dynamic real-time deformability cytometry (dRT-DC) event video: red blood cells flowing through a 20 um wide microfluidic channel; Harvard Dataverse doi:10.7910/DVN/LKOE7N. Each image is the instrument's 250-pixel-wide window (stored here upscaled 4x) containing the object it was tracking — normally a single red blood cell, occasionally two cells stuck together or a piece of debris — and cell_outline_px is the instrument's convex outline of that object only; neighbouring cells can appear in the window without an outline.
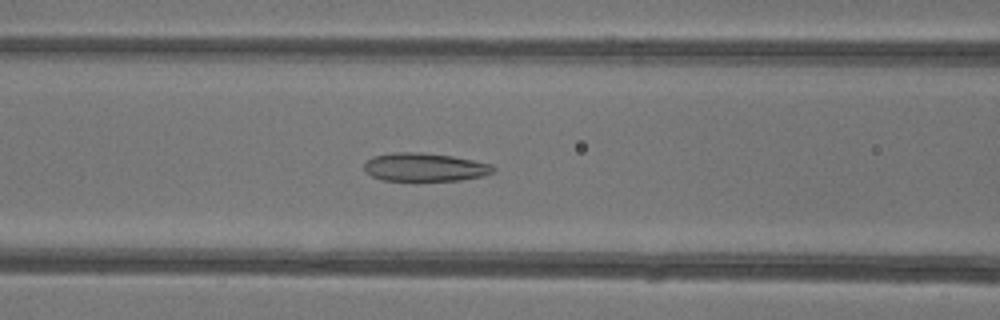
{"species": "common noctule bat (a hibernating species)", "species_latin": "Nyctalus noctula", "temperature_condition": "warm", "stored_images_in_passage": 50, "camera_frame_rate_fps": 3000, "um_per_image_px": 0.085, "animal": {"sex": "female"}, "frame": {"image": 1, "passage_image": 22, "time_ms": 7.0, "image_size_px": [1000, 320], "cell_outline_px": [[496, 168], [492, 172], [484, 176], [460, 180], [384, 180], [372, 176], [364, 168], [364, 164], [372, 156], [392, 152], [420, 152], [452, 156], [492, 164]], "centroid_in_image_um": [36.11, 14.2], "position_along_channel_um": 130.5, "area_um2": 21.15}}
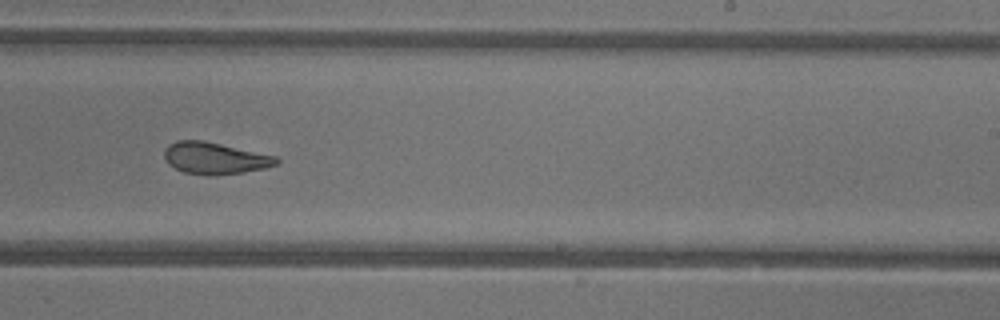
{"frame": {"image": 2, "passage_image": 32, "time_ms": 10.333, "image_size_px": [1000, 320], "cell_outline_px": [[280, 164], [264, 168], [244, 172], [212, 176], [184, 172], [168, 164], [164, 156], [164, 152], [168, 144], [176, 140], [204, 140], [276, 156], [280, 160]], "centroid_in_image_um": [18.27, 13.44], "position_along_channel_um": 270.7, "area_um2": 20.87}}
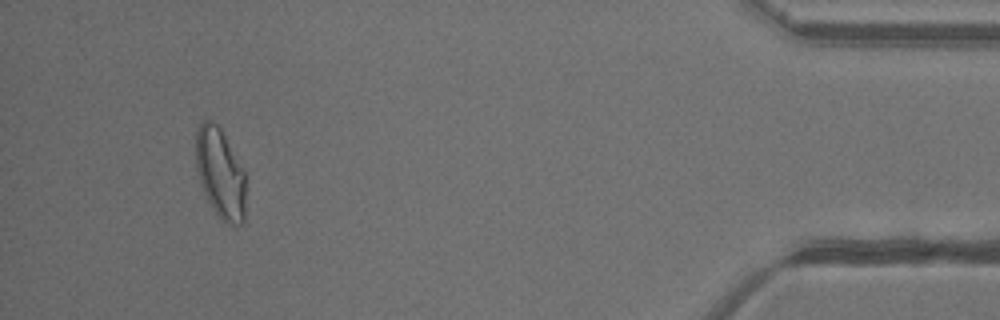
{"frame": {"image": 3, "passage_image": 47, "time_ms": 15.333, "image_size_px": [1000, 320], "cell_outline_px": [[244, 224], [228, 224], [220, 220], [208, 200], [204, 192], [196, 168], [196, 128], [200, 120], [208, 120], [216, 124], [220, 128], [244, 172]], "centroid_in_image_um": [18.69, 14.73], "position_along_channel_um": 416.5, "area_um2": 25.78}, "authors_computed_cell_mechanics": {"area_um2": 24.1315, "velocity_mm_per_s": 4.2153, "shape_relaxation_time_tau1_ms": 10.8415, "shape_relaxation_time_tau2_ms": 1.3724, "deformation_change_tau1": 0.2349, "deformation_change_tau2": 0.0741}}